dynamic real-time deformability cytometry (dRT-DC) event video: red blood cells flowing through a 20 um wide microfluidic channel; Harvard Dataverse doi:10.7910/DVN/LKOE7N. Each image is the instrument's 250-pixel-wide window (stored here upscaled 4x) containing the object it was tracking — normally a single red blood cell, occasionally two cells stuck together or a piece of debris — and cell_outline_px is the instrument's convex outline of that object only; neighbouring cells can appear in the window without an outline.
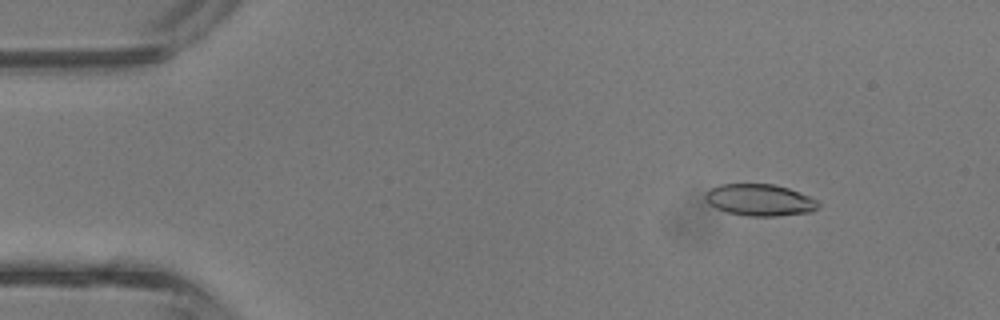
{"species": "common noctule bat (a hibernating species)", "species_latin": "Nyctalus noctula", "temperature_condition": "room temperature", "stored_images_in_passage": 43, "camera_frame_rate_fps": 3000, "um_per_image_px": 0.085, "animal": {"sex": "male", "body_mass_g": 13.3}, "frame": {"image": 1, "passage_image": 6, "time_ms": 1.667, "image_size_px": [1000, 320], "cell_outline_px": [[820, 204], [812, 212], [776, 216], [748, 216], [728, 212], [716, 208], [708, 204], [704, 196], [704, 192], [720, 184], [776, 184], [788, 188], [808, 196], [816, 200]], "centroid_in_image_um": [64.55, 17.0], "position_along_channel_um": 20.4, "area_um2": 20.87}}
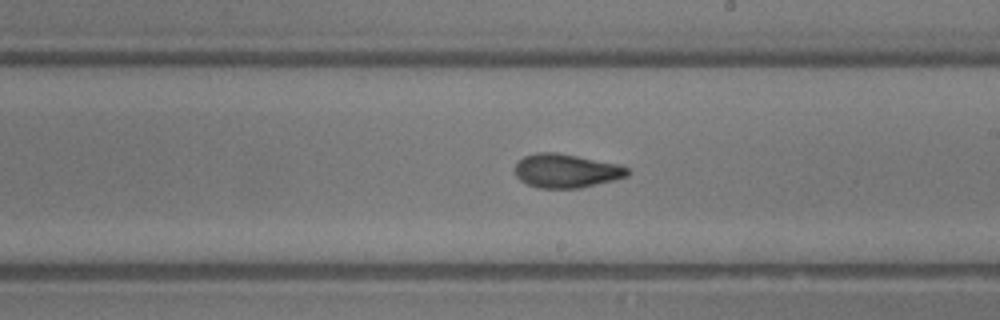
{"frame": {"image": 2, "passage_image": 25, "time_ms": 8.0, "image_size_px": [1000, 320], "cell_outline_px": [[628, 176], [580, 188], [536, 188], [520, 180], [516, 176], [516, 164], [524, 156], [536, 152], [556, 152], [620, 164], [628, 168]], "centroid_in_image_um": [48.12, 14.52], "position_along_channel_um": 240.9, "area_um2": 22.08}}
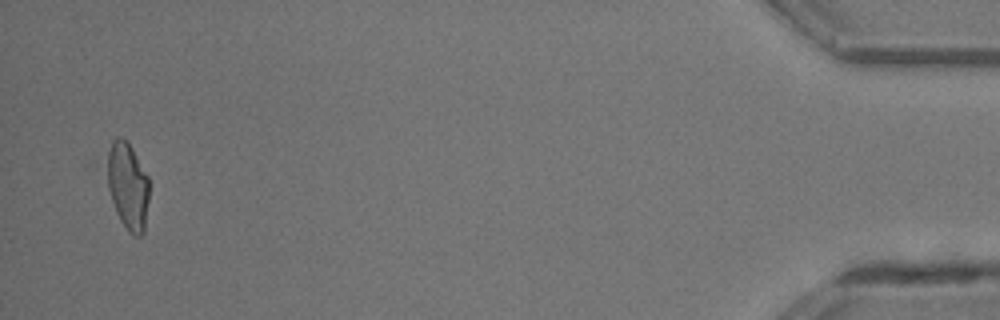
{"frame": {"image": 3, "passage_image": 42, "time_ms": 13.667, "image_size_px": [1000, 320], "cell_outline_px": [[148, 200], [144, 232], [140, 236], [136, 236], [128, 232], [120, 220], [116, 212], [108, 188], [108, 152], [112, 140], [116, 136], [120, 136], [132, 148], [148, 176]], "centroid_in_image_um": [10.87, 15.82], "position_along_channel_um": 424.3, "area_um2": 21.04}, "authors_computed_cell_mechanics": {"area_um2": 21.5016, "velocity_mm_per_s": 4.8391, "shape_relaxation_time_tau1_ms": 4.3365, "shape_relaxation_time_tau2_ms": 1.5362, "deformation_change_tau1": 0.1718, "deformation_change_tau2": 0.0716}}